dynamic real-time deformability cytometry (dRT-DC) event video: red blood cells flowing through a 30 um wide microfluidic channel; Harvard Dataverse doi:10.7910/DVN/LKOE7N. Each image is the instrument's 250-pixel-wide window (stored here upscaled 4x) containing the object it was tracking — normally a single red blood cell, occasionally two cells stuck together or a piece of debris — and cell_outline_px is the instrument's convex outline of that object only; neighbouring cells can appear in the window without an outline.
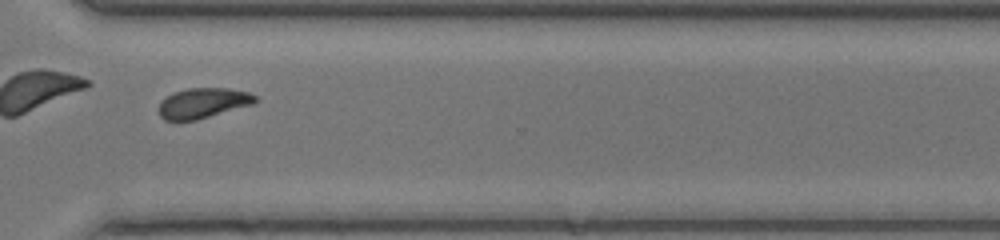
{"species": "common noctule bat (a hibernating species)", "species_latin": "Nyctalus noctula", "temperature_condition": "room temperature", "stored_images_in_passage": 34, "camera_frame_rate_fps": 3000, "um_per_image_px": 0.085, "animal": {"sex": "female", "body_mass_g": 17.0, "forearm_length_mm": 48.0}, "frame": {"image": 1, "passage_image": 25, "time_ms": 8.0, "image_size_px": [1000, 240], "cell_outline_px": [[256, 100], [252, 104], [196, 120], [164, 120], [160, 116], [160, 104], [172, 92], [188, 88], [228, 88], [248, 92], [256, 96]], "centroid_in_image_um": [17.25, 8.75], "position_along_channel_um": 353.3, "area_um2": 16.65}}